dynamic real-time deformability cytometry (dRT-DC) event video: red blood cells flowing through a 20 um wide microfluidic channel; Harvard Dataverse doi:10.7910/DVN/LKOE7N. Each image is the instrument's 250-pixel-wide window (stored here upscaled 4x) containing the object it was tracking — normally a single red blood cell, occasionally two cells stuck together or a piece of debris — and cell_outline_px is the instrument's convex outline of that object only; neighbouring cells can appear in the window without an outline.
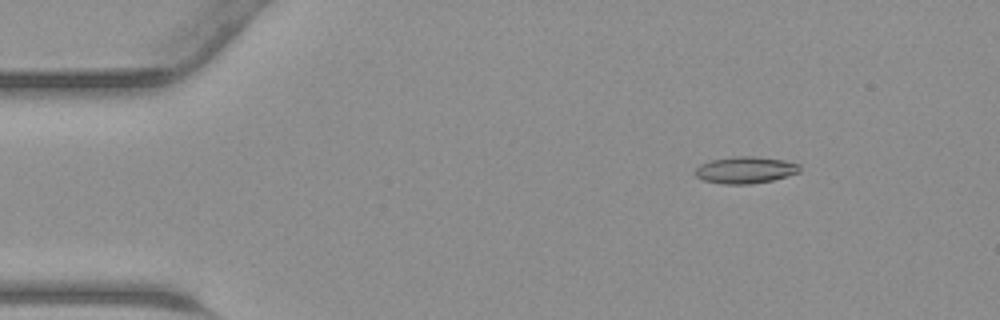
{"species": "common noctule bat (a hibernating species)", "species_latin": "Nyctalus noctula", "temperature_condition": "warm", "stored_images_in_passage": 45, "camera_frame_rate_fps": 3000, "um_per_image_px": 0.085, "animal": {"sex": "male", "body_mass_g": 23.1, "forearm_length_mm": 52.7}, "frame": {"image": 1, "passage_image": 6, "time_ms": 1.667, "image_size_px": [1000, 320], "cell_outline_px": [[800, 172], [772, 180], [752, 184], [724, 184], [704, 180], [696, 176], [696, 168], [700, 164], [712, 160], [736, 156], [752, 156], [784, 160], [800, 164]], "centroid_in_image_um": [63.37, 14.45], "position_along_channel_um": 21.6, "area_um2": 16.18}}
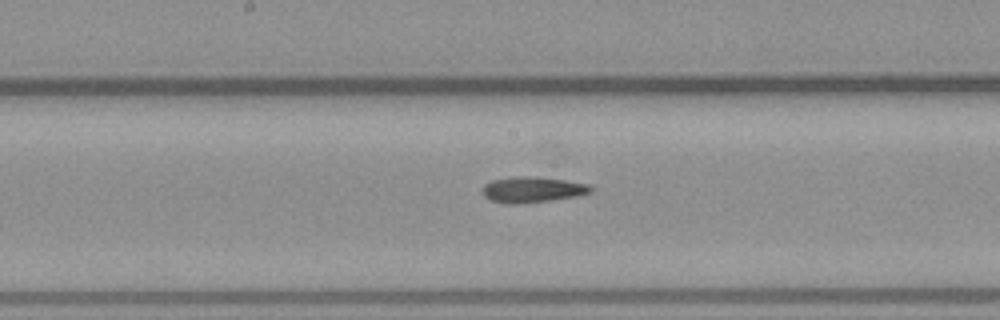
{"frame": {"image": 2, "passage_image": 23, "time_ms": 7.333, "image_size_px": [1000, 320], "cell_outline_px": [[592, 192], [576, 196], [552, 200], [512, 204], [508, 204], [492, 200], [484, 196], [484, 184], [492, 180], [516, 176], [532, 176], [564, 180], [588, 184], [592, 188]], "centroid_in_image_um": [45.26, 16.11], "position_along_channel_um": 202.9, "area_um2": 16.01}}
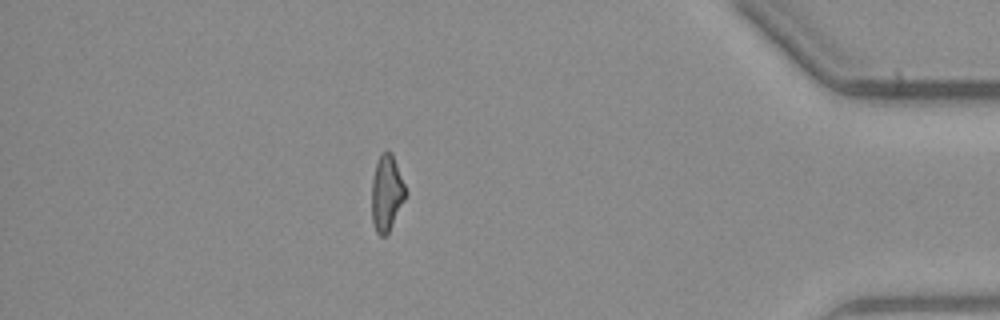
{"frame": {"image": 3, "passage_image": 39, "time_ms": 12.667, "image_size_px": [1000, 320], "cell_outline_px": [[408, 192], [388, 232], [384, 236], [380, 236], [376, 232], [372, 220], [372, 180], [376, 164], [380, 156], [384, 152], [392, 152]], "centroid_in_image_um": [32.87, 16.41], "position_along_channel_um": 402.3, "area_um2": 14.8}}